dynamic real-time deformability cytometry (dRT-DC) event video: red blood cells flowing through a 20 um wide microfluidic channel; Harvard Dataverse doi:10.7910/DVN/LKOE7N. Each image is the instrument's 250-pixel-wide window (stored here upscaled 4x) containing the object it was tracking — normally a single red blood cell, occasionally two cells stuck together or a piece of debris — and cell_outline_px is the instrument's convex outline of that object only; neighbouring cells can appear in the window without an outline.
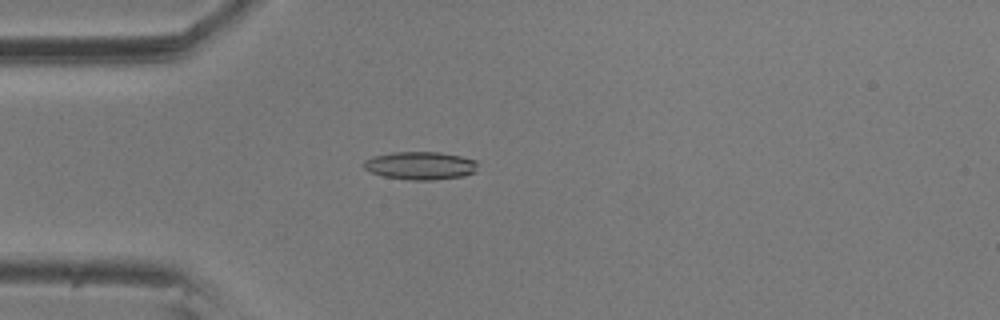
{"species": "common noctule bat (a hibernating species)", "species_latin": "Nyctalus noctula", "temperature_condition": "room temperature", "stored_images_in_passage": 4, "camera_frame_rate_fps": 3000, "um_per_image_px": 0.085, "animal": {"sex": "male", "body_mass_g": 20.5, "forearm_length_mm": 52.5}, "frame": {"image": 1, "passage_image": 4, "time_ms": 1.0, "image_size_px": [1000, 320], "cell_outline_px": [[476, 172], [464, 176], [432, 180], [408, 180], [384, 176], [372, 172], [364, 168], [360, 164], [364, 160], [372, 156], [392, 152], [440, 152], [460, 156], [476, 160]], "centroid_in_image_um": [35.7, 14.07], "position_along_channel_um": 49.3, "area_um2": 18.73}}